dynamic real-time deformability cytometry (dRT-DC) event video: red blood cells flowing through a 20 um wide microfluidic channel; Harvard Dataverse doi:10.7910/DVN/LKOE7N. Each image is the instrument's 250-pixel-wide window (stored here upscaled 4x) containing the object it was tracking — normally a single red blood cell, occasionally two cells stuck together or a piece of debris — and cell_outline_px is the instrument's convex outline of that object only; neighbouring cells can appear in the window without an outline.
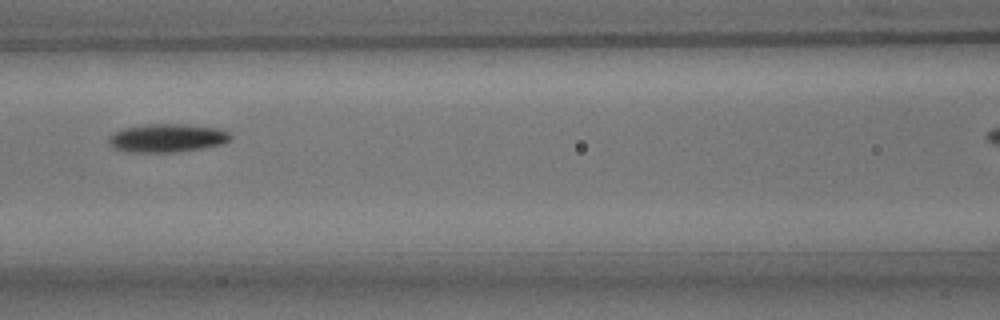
{"species": "common noctule bat (a hibernating species)", "species_latin": "Nyctalus noctula", "temperature_condition": "room temperature", "stored_images_in_passage": 11, "camera_frame_rate_fps": 3000, "um_per_image_px": 0.085, "animal": {"sex": "male", "body_mass_g": 15.6}, "frame": {"image": 1, "passage_image": 7, "time_ms": 2.0, "image_size_px": [1000, 320], "cell_outline_px": [[232, 140], [224, 144], [204, 148], [180, 152], [128, 152], [112, 148], [108, 140], [108, 136], [124, 128], [148, 124], [188, 124], [220, 128], [228, 132], [232, 136]], "centroid_in_image_um": [14.26, 11.74], "position_along_channel_um": 152.3, "area_um2": 20.46}}